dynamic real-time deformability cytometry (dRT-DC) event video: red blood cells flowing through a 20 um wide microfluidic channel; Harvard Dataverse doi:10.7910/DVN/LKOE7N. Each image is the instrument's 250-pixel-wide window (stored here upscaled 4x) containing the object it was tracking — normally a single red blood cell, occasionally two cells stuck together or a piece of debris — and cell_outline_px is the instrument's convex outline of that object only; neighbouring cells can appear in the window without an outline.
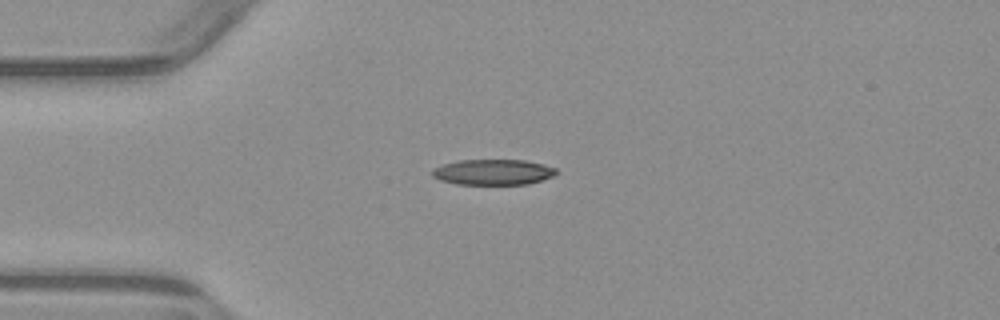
{"species": "common noctule bat (a hibernating species)", "species_latin": "Nyctalus noctula", "temperature_condition": "warm", "stored_images_in_passage": 5, "camera_frame_rate_fps": 3000, "um_per_image_px": 0.085, "animal": {"sex": "male", "body_mass_g": 23.1, "forearm_length_mm": 52.7}, "frame": {"image": 1, "passage_image": 4, "time_ms": 3.667, "image_size_px": [1000, 320], "cell_outline_px": [[556, 172], [552, 176], [528, 184], [456, 184], [440, 180], [432, 176], [432, 168], [444, 164], [460, 160], [524, 160], [544, 164], [556, 168]], "centroid_in_image_um": [41.88, 14.62], "position_along_channel_um": 43.1, "area_um2": 18.38}}
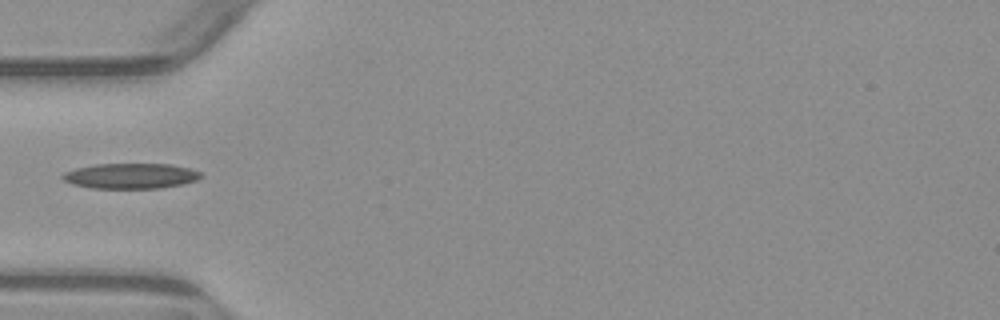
{"frame": {"image": 2, "passage_image": 5, "time_ms": 5.0, "image_size_px": [1000, 320], "cell_outline_px": [[204, 176], [196, 180], [184, 184], [160, 188], [92, 188], [72, 184], [64, 180], [60, 176], [64, 172], [76, 168], [96, 164], [172, 164], [188, 168], [200, 172]], "centroid_in_image_um": [11.12, 14.95], "position_along_channel_um": 73.9, "area_um2": 20.46}}